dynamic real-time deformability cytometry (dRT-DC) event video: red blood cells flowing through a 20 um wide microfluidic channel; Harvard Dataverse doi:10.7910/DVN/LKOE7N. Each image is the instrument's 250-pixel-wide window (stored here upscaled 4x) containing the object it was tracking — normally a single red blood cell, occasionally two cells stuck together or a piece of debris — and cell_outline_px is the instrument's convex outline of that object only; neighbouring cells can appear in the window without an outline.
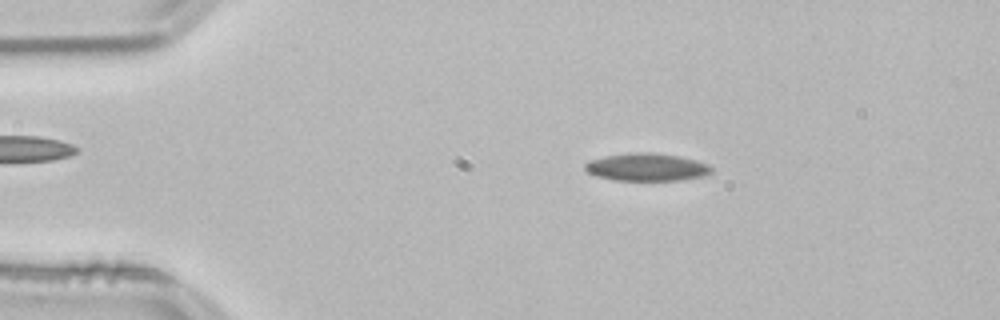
{"species": "common noctule bat (a hibernating species)", "species_latin": "Nyctalus noctula", "temperature_condition": "room temperature", "stored_images_in_passage": 53, "camera_frame_rate_fps": 3000, "um_per_image_px": 0.085, "animal": {"sex": "male", "body_mass_g": 21.5, "forearm_length_mm": 52.0}, "frame": {"image": 1, "passage_image": 9, "time_ms": 2.667, "image_size_px": [1000, 320], "cell_outline_px": [[712, 172], [704, 176], [684, 180], [616, 180], [596, 176], [588, 172], [584, 168], [584, 164], [588, 160], [628, 152], [652, 152], [680, 156], [696, 160], [708, 164], [712, 168]], "centroid_in_image_um": [54.99, 14.2], "position_along_channel_um": 30.0, "area_um2": 20.52}}
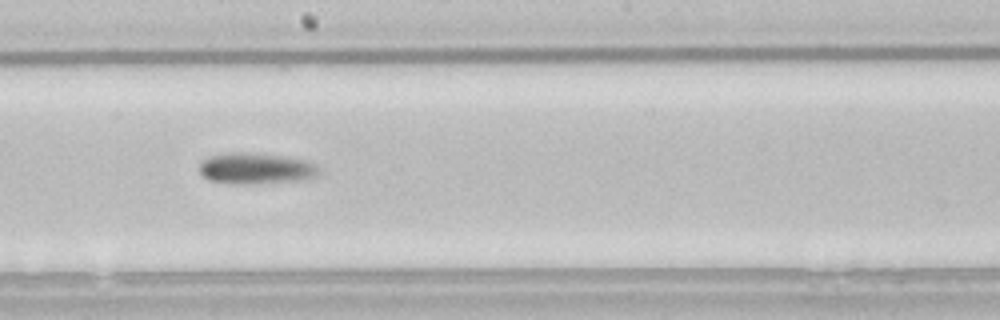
{"frame": {"image": 2, "passage_image": 29, "time_ms": 9.333, "image_size_px": [1000, 320], "cell_outline_px": [[320, 172], [316, 176], [304, 180], [236, 184], [232, 184], [208, 180], [200, 172], [200, 164], [208, 156], [280, 156], [308, 160]], "centroid_in_image_um": [21.79, 14.39], "position_along_channel_um": 226.4, "area_um2": 20.17}}
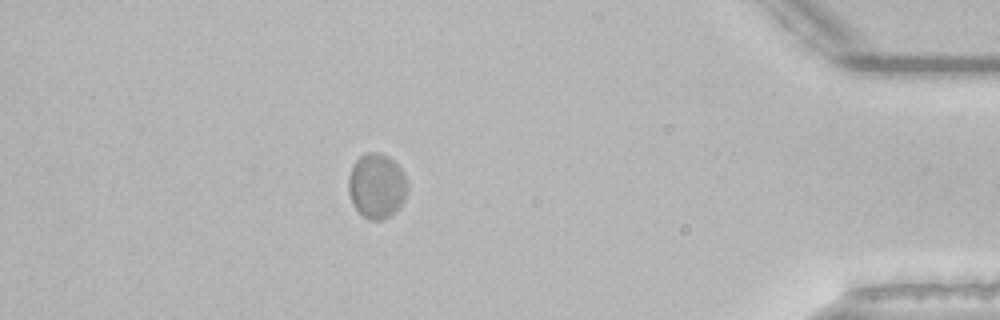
{"frame": {"image": 3, "passage_image": 47, "time_ms": 15.333, "image_size_px": [1000, 320], "cell_outline_px": [[408, 192], [404, 200], [396, 212], [380, 220], [368, 220], [352, 204], [348, 192], [348, 176], [352, 164], [364, 152], [376, 152], [388, 156], [400, 168], [408, 184]], "centroid_in_image_um": [32.0, 15.8], "position_along_channel_um": 403.2, "area_um2": 22.48}, "authors_computed_cell_mechanics": {"area_um2": 20.8658, "velocity_mm_per_s": 3.7292, "shape_relaxation_time_tau1_ms": 2.6089, "shape_relaxation_time_tau2_ms": null, "deformation_change_tau1": 0.0654, "deformation_change_tau2": null}}